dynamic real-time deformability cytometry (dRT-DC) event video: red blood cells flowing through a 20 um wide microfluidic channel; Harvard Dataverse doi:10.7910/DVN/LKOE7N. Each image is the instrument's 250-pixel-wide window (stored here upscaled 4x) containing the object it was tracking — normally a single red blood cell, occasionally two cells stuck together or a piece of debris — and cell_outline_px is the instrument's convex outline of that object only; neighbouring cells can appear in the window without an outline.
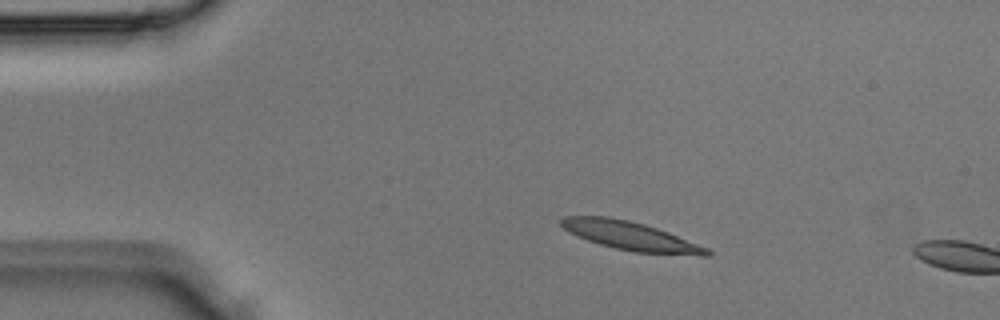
{"species": "Egyptian fruit bat (a non-hibernating species)", "species_latin": "Rousettus aegyptiacus", "temperature_condition": "room temperature", "stored_images_in_passage": 3, "camera_frame_rate_fps": 3000, "um_per_image_px": 0.085, "animal": {"sex": "male"}, "frame": {"image": 1, "passage_image": 2, "time_ms": 0.333, "image_size_px": [1000, 320], "cell_outline_px": [[712, 256], [700, 256], [636, 252], [616, 248], [600, 244], [588, 240], [568, 232], [560, 224], [560, 220], [564, 216], [608, 216], [628, 220], [644, 224], [668, 232], [708, 248], [712, 252]], "centroid_in_image_um": [53.62, 20.06], "position_along_channel_um": 31.4, "area_um2": 24.22}}